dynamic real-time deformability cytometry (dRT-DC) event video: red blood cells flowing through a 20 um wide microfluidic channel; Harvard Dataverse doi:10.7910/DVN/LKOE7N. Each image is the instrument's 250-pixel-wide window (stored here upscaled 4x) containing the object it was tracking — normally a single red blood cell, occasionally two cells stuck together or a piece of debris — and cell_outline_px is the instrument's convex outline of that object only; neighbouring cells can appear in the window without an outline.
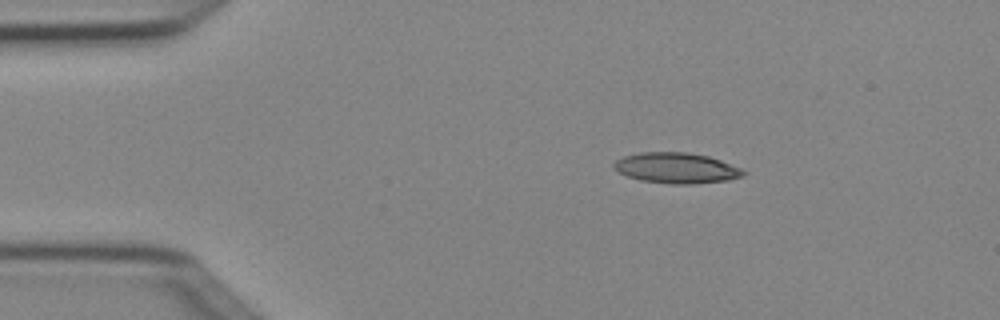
{"species": "Egyptian fruit bat (a non-hibernating species)", "species_latin": "Rousettus aegyptiacus", "temperature_condition": "cold", "stored_images_in_passage": 3, "camera_frame_rate_fps": 3000, "um_per_image_px": 0.085, "animal": {"sex": "female"}, "frame": {"image": 1, "passage_image": 2, "time_ms": 0.333, "image_size_px": [1000, 320], "cell_outline_px": [[748, 172], [744, 176], [728, 180], [692, 184], [668, 184], [640, 180], [628, 176], [612, 168], [612, 164], [616, 160], [624, 156], [640, 152], [688, 152], [708, 156], [720, 160], [740, 168]], "centroid_in_image_um": [57.49, 14.28], "position_along_channel_um": 27.5, "area_um2": 23.18}}